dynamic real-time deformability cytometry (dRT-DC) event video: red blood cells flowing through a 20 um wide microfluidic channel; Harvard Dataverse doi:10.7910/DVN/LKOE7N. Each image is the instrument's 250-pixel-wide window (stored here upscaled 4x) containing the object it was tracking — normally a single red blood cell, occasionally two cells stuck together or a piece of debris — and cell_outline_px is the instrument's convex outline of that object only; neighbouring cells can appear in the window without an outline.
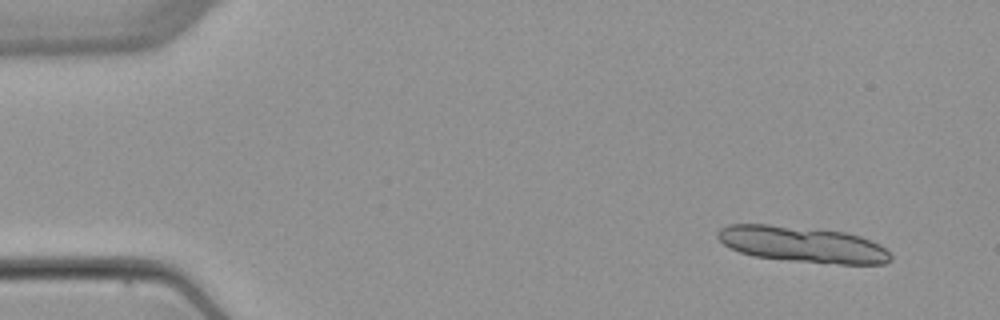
{"species": "common noctule bat (a hibernating species)", "species_latin": "Nyctalus noctula", "temperature_condition": "warm", "stored_images_in_passage": 5, "segment_of_instrument_passage": [1, 2], "camera_frame_rate_fps": 3000, "um_per_image_px": 0.085, "animal": {"sex": "female", "body_mass_g": 22.7, "forearm_length_mm": 54.2}, "frame": {"image": 1, "passage_image": 1, "time_ms": 0.0, "image_size_px": [1000, 320], "cell_outline_px": [[892, 260], [884, 264], [840, 264], [788, 260], [752, 256], [740, 252], [724, 244], [716, 236], [716, 232], [720, 228], [728, 224], [768, 224], [844, 232], [860, 236], [880, 244], [892, 256]], "centroid_in_image_um": [68.21, 20.77], "position_along_channel_um": 16.8, "area_um2": 36.13}}